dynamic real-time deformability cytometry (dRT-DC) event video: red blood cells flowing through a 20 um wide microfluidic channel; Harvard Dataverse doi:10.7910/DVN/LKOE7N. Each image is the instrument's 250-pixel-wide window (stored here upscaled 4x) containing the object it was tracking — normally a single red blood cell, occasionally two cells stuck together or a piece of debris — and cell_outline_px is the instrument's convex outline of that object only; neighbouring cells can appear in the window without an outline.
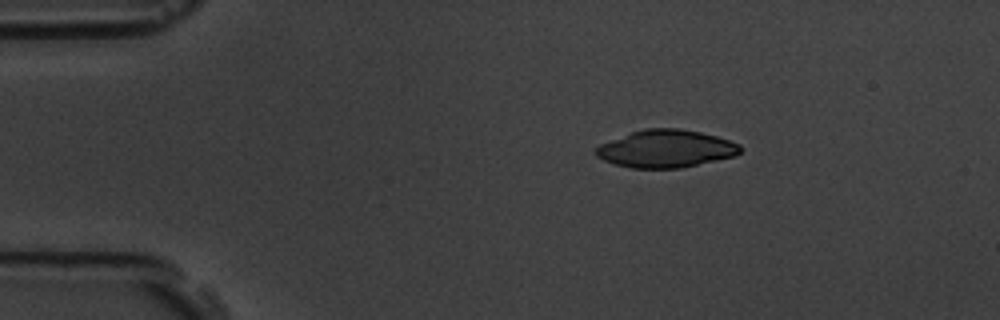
{"species": "common noctule bat (a hibernating species)", "species_latin": "Nyctalus noctula", "temperature_condition": "room temperature", "stored_images_in_passage": 3, "camera_frame_rate_fps": 3000, "um_per_image_px": 0.085, "animal": {"sex": "male", "body_mass_g": 19.5, "forearm_length_mm": 54.6}, "frame": {"image": 1, "passage_image": 1, "time_ms": 0.0, "image_size_px": [1000, 320], "cell_outline_px": [[740, 152], [736, 156], [680, 168], [632, 168], [616, 164], [604, 160], [596, 156], [592, 152], [600, 144], [632, 132], [644, 128], [680, 128], [700, 132], [716, 136], [740, 144]], "centroid_in_image_um": [56.59, 12.64], "position_along_channel_um": 28.4, "area_um2": 31.5}}